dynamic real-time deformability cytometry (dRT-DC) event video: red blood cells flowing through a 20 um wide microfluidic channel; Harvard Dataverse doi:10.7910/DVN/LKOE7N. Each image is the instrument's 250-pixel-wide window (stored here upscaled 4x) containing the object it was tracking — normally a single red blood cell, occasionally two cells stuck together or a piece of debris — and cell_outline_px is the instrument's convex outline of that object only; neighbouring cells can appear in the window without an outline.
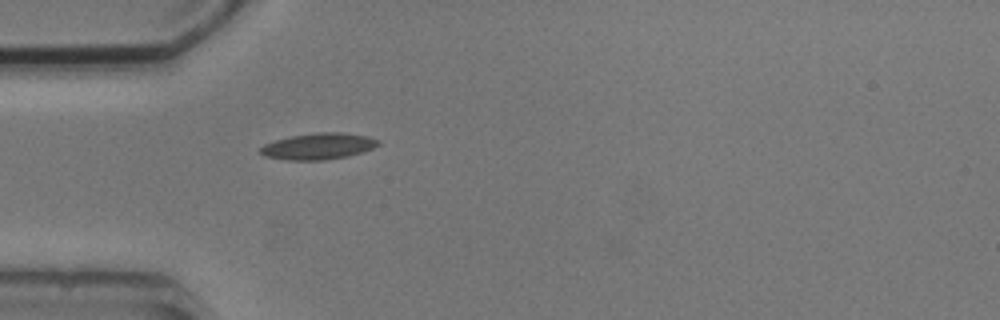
{"species": "common noctule bat (a hibernating species)", "species_latin": "Nyctalus noctula", "temperature_condition": "cold", "stored_images_in_passage": 1, "camera_frame_rate_fps": 3000, "um_per_image_px": 0.085, "animal": {"sex": "male", "body_mass_g": 20.5, "forearm_length_mm": 52.5}, "frame": {"image": 1, "passage_image": 1, "time_ms": 0.0, "image_size_px": [1000, 320], "cell_outline_px": [[380, 144], [372, 148], [348, 156], [324, 160], [288, 160], [264, 156], [260, 152], [260, 148], [264, 144], [276, 140], [292, 136], [320, 132], [340, 132], [368, 136], [380, 140]], "centroid_in_image_um": [27.07, 12.43], "position_along_channel_um": 57.9, "area_um2": 17.92}}